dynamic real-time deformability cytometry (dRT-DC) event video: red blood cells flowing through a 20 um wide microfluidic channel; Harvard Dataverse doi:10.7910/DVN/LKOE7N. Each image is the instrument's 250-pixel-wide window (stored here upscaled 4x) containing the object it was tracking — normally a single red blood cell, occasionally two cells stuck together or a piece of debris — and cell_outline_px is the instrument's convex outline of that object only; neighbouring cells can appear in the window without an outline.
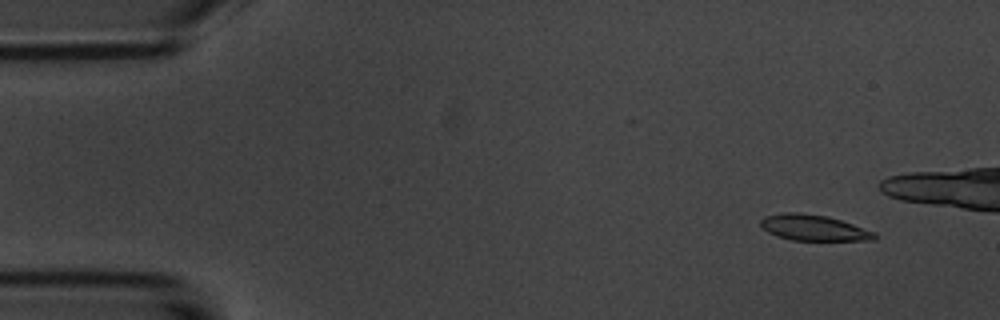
{"species": "common noctule bat (a hibernating species)", "species_latin": "Nyctalus noctula", "temperature_condition": "room temperature", "stored_images_in_passage": 6, "camera_frame_rate_fps": 3000, "um_per_image_px": 0.085, "animal": {"sex": "male", "body_mass_g": 20.1, "forearm_length_mm": 53.5}, "frame": {"image": 1, "passage_image": 2, "time_ms": 1.0, "image_size_px": [1000, 320], "cell_outline_px": [[876, 240], [792, 240], [776, 236], [768, 232], [760, 224], [760, 220], [764, 216], [784, 212], [796, 212], [828, 216], [876, 232]], "centroid_in_image_um": [69.14, 19.35], "position_along_channel_um": 15.9, "area_um2": 17.11}}
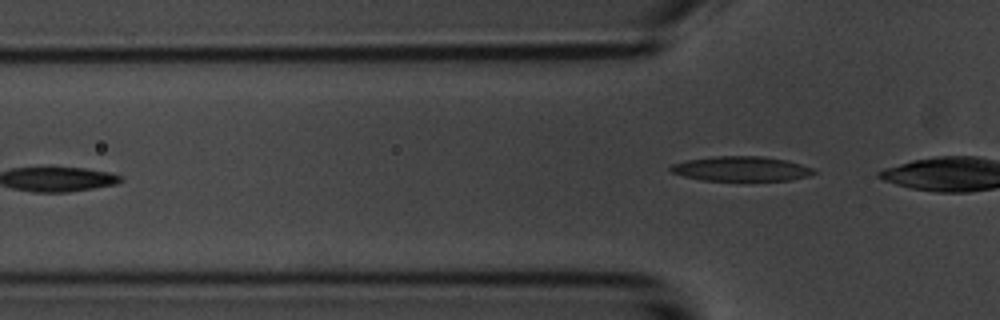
{"frame": {"image": 2, "passage_image": 6, "time_ms": 6.667, "image_size_px": [1000, 320], "cell_outline_px": [[816, 172], [808, 176], [788, 180], [700, 180], [684, 176], [672, 172], [668, 168], [672, 164], [684, 160], [712, 156], [764, 156], [788, 160], [812, 168]], "centroid_in_image_um": [62.96, 14.33], "position_along_channel_um": 62.8, "area_um2": 20.63}}